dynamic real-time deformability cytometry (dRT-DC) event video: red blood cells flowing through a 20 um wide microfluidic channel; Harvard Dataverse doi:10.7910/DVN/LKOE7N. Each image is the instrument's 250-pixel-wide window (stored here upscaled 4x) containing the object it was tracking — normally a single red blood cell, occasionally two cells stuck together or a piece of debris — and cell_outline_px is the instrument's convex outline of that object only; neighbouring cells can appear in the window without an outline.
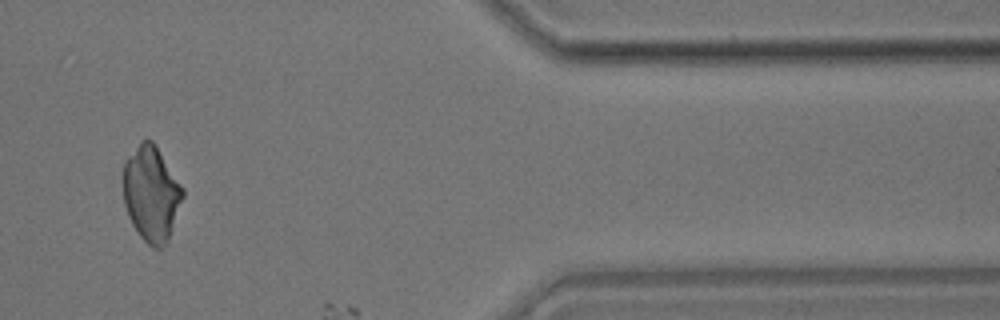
{"species": "common noctule bat (a hibernating species)", "species_latin": "Nyctalus noctula", "temperature_condition": "room temperature", "stored_images_in_passage": 45, "camera_frame_rate_fps": 3000, "um_per_image_px": 0.085, "animal": {"sex": "male", "body_mass_g": 17.9}, "frame": {"image": 1, "passage_image": 39, "time_ms": 12.667, "image_size_px": [1000, 320], "cell_outline_px": [[184, 196], [168, 244], [160, 248], [152, 248], [140, 236], [132, 224], [128, 216], [124, 204], [124, 160], [140, 140], [148, 136], [156, 144], [184, 188]], "centroid_in_image_um": [12.88, 16.44], "position_along_channel_um": 398.5, "area_um2": 33.7}}